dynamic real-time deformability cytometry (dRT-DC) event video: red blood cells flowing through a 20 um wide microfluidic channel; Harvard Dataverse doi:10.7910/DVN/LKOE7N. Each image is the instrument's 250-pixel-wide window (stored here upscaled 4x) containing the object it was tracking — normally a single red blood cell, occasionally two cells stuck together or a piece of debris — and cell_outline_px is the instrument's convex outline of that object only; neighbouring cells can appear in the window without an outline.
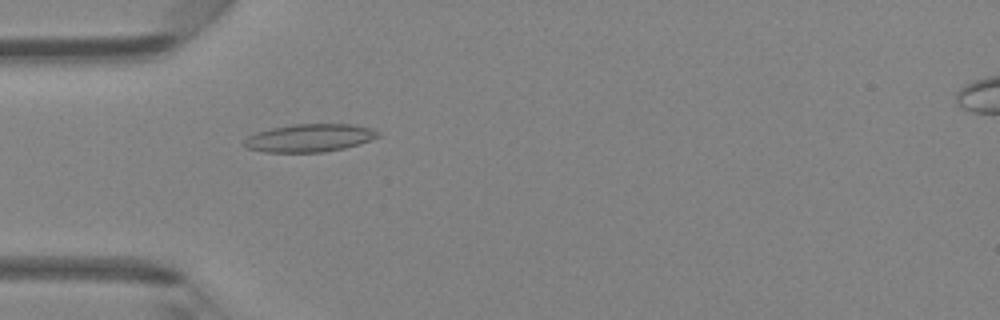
{"species": "Egyptian fruit bat (a non-hibernating species)", "species_latin": "Rousettus aegyptiacus", "temperature_condition": "room temperature", "stored_images_in_passage": 46, "camera_frame_rate_fps": 3000, "um_per_image_px": 0.085, "animal": {"sex": "female"}, "frame": {"image": 1, "passage_image": 14, "time_ms": 4.333, "image_size_px": [1000, 320], "cell_outline_px": [[380, 136], [344, 148], [324, 152], [264, 152], [248, 148], [244, 144], [244, 140], [248, 136], [256, 132], [272, 128], [292, 124], [352, 124], [368, 128], [380, 132]], "centroid_in_image_um": [26.28, 11.72], "position_along_channel_um": 58.7, "area_um2": 21.5}}
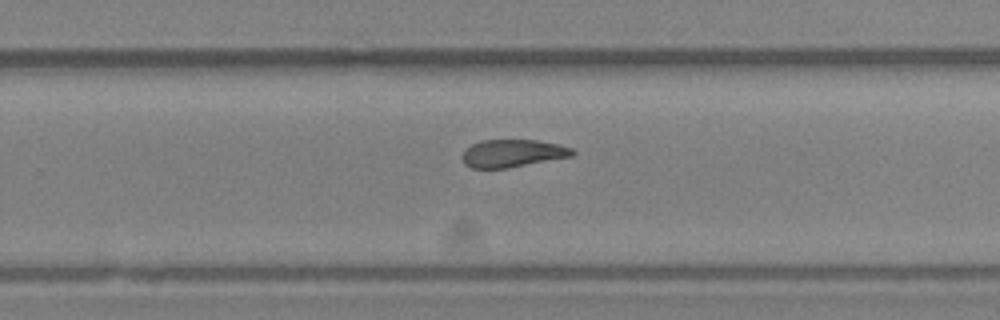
{"frame": {"image": 2, "passage_image": 30, "time_ms": 9.667, "image_size_px": [1000, 320], "cell_outline_px": [[576, 152], [572, 156], [508, 168], [472, 168], [464, 164], [460, 156], [464, 148], [480, 140], [536, 140], [556, 144], [572, 148]], "centroid_in_image_um": [43.51, 13.03], "position_along_channel_um": 286.3, "area_um2": 17.86}}
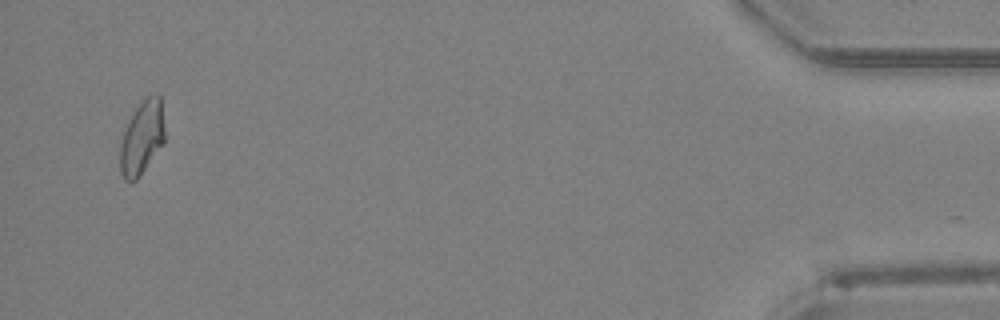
{"frame": {"image": 3, "passage_image": 45, "time_ms": 14.667, "image_size_px": [1000, 320], "cell_outline_px": [[164, 144], [140, 176], [136, 180], [124, 180], [120, 172], [120, 144], [124, 132], [136, 108], [148, 96], [156, 92], [160, 96], [164, 128]], "centroid_in_image_um": [12.08, 11.74], "position_along_channel_um": 423.1, "area_um2": 18.96}, "authors_computed_cell_mechanics": {"area_um2": 19.074, "velocity_mm_per_s": 4.3493, "shape_relaxation_time_tau1_ms": null, "shape_relaxation_time_tau2_ms": 3.1662, "deformation_change_tau1": null, "deformation_change_tau2": 0.0973}}